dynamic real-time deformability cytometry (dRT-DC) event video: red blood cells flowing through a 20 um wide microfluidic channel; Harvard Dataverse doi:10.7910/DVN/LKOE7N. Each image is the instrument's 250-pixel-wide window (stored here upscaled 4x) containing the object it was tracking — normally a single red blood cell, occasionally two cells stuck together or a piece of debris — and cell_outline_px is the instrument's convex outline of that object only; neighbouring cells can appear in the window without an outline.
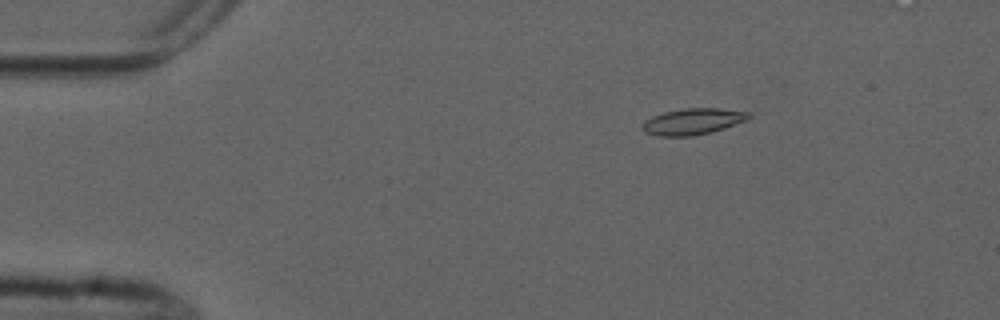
{"species": "common noctule bat (a hibernating species)", "species_latin": "Nyctalus noctula", "temperature_condition": "cold", "stored_images_in_passage": 5, "camera_frame_rate_fps": 3000, "um_per_image_px": 0.085, "animal": {"sex": "male", "forearm_length_mm": 52.5}, "frame": {"image": 1, "passage_image": 3, "time_ms": 2.333, "image_size_px": [1000, 320], "cell_outline_px": [[752, 116], [748, 120], [712, 132], [692, 136], [660, 136], [644, 132], [640, 128], [640, 124], [644, 120], [652, 116], [664, 112], [684, 108], [720, 108], [752, 112]], "centroid_in_image_um": [58.89, 10.32], "position_along_channel_um": 26.1, "area_um2": 16.59}}